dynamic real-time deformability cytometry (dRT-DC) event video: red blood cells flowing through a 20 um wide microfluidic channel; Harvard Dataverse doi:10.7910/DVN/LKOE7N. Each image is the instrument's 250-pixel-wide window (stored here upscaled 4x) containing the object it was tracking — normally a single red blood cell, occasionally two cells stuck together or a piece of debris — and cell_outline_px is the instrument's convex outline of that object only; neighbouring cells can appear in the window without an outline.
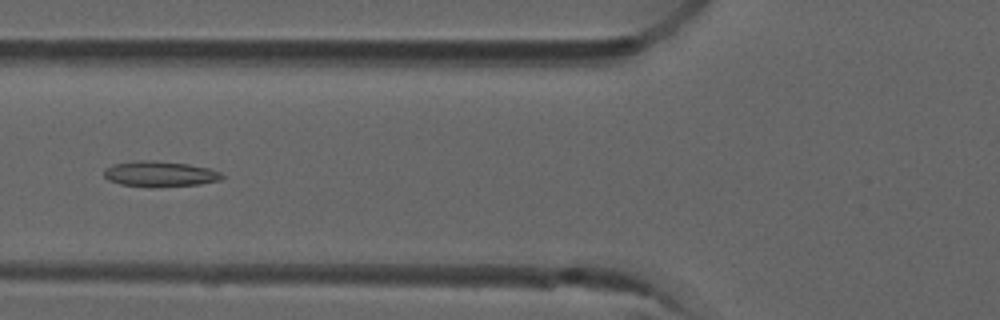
{"species": "common noctule bat (a hibernating species)", "species_latin": "Nyctalus noctula", "temperature_condition": "room temperature", "stored_images_in_passage": 6, "camera_frame_rate_fps": 3000, "um_per_image_px": 0.085, "animal": {"sex": "male", "forearm_length_mm": 52.5}, "frame": {"image": 1, "passage_image": 6, "time_ms": 1.667, "image_size_px": [1000, 320], "cell_outline_px": [[224, 176], [220, 180], [200, 184], [148, 188], [120, 184], [108, 180], [104, 176], [104, 168], [112, 164], [140, 160], [156, 160], [188, 164], [212, 168], [220, 172]], "centroid_in_image_um": [13.58, 14.79], "position_along_channel_um": 112.2, "area_um2": 17.92}}